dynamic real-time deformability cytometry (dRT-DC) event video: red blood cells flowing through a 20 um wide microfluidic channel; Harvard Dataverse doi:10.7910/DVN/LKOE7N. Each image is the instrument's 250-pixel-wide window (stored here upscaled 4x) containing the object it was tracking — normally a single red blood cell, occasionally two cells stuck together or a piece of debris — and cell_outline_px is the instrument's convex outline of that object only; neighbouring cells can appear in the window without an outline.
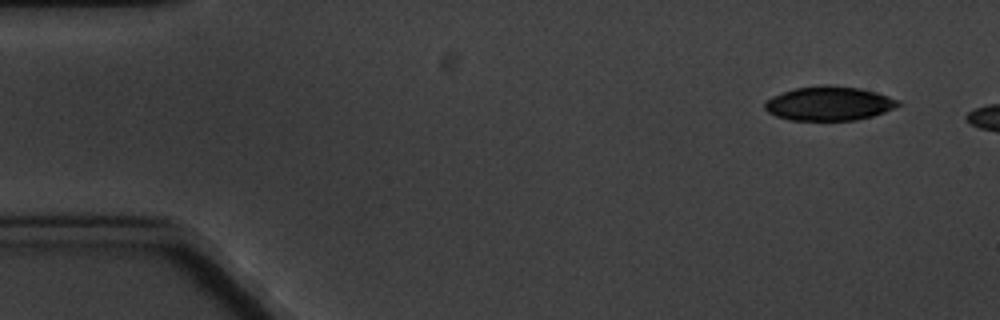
{"species": "common noctule bat (a hibernating species)", "species_latin": "Nyctalus noctula", "temperature_condition": "cold", "stored_images_in_passage": 6, "camera_frame_rate_fps": 3000, "um_per_image_px": 0.085, "animal": {"sex": "male", "body_mass_g": 20.1, "forearm_length_mm": 53.5}, "frame": {"image": 1, "passage_image": 1, "time_ms": 0.0, "image_size_px": [1000, 320], "cell_outline_px": [[900, 104], [884, 112], [872, 116], [856, 120], [792, 120], [776, 116], [768, 112], [764, 108], [764, 100], [772, 96], [796, 88], [820, 84], [832, 84], [860, 88], [876, 92], [900, 100]], "centroid_in_image_um": [70.44, 8.78], "position_along_channel_um": 14.6, "area_um2": 26.65}}